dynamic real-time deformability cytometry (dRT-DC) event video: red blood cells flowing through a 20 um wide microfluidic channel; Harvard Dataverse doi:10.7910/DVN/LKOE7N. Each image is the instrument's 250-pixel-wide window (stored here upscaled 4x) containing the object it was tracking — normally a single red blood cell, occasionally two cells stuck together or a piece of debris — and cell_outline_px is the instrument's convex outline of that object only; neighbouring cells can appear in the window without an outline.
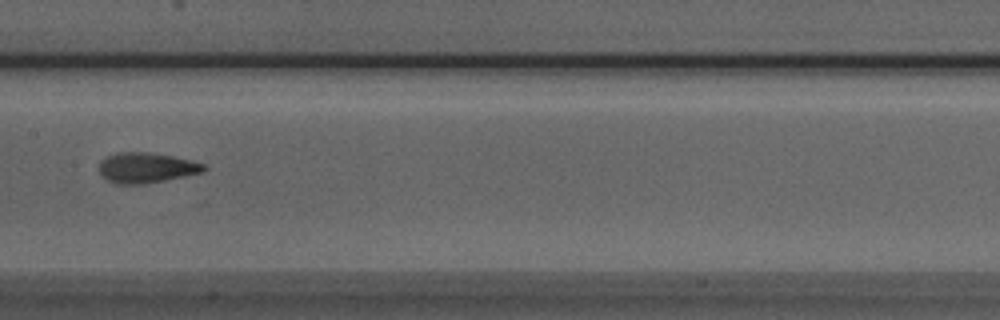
{"species": "Egyptian fruit bat (a non-hibernating species)", "species_latin": "Rousettus aegyptiacus", "temperature_condition": "room temperature", "stored_images_in_passage": 5, "camera_frame_rate_fps": 3000, "um_per_image_px": 0.085, "animal": {"sex": "male"}, "frame": {"image": 1, "passage_image": 5, "time_ms": 1.333, "image_size_px": [1000, 320], "cell_outline_px": [[208, 168], [204, 172], [144, 184], [116, 184], [108, 180], [100, 172], [100, 160], [108, 156], [120, 152], [148, 152], [172, 156], [204, 164]], "centroid_in_image_um": [12.45, 14.26], "position_along_channel_um": 195.0, "area_um2": 18.26}}